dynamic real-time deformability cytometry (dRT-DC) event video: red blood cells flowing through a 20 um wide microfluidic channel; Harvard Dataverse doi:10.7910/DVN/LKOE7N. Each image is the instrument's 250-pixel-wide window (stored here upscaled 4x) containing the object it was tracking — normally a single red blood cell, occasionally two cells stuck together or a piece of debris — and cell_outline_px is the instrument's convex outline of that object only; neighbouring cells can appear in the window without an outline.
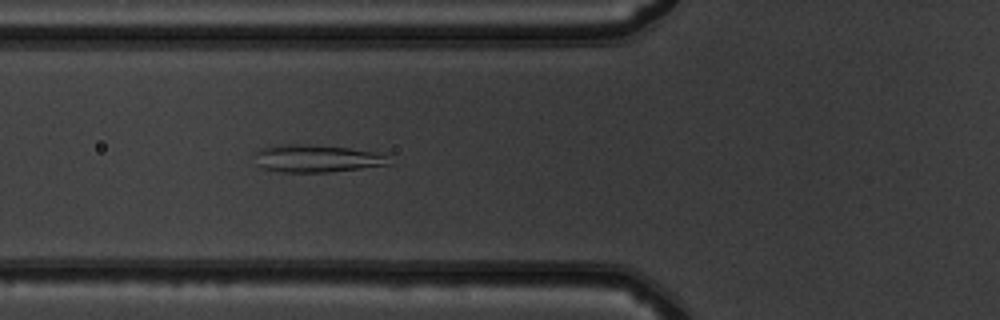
{"species": "common noctule bat (a hibernating species)", "species_latin": "Nyctalus noctula", "temperature_condition": "warm", "stored_images_in_passage": 50, "camera_frame_rate_fps": 3000, "um_per_image_px": 0.085, "animal": {"sex": "male", "body_mass_g": 19.5, "forearm_length_mm": 54.6}, "frame": {"image": 1, "passage_image": 19, "time_ms": 6.0, "image_size_px": [1000, 320], "cell_outline_px": [[392, 164], [328, 172], [280, 172], [264, 168], [256, 164], [252, 156], [260, 148], [276, 144], [304, 144], [348, 148], [388, 152]], "centroid_in_image_um": [26.96, 13.46], "position_along_channel_um": 98.8, "area_um2": 22.08}}
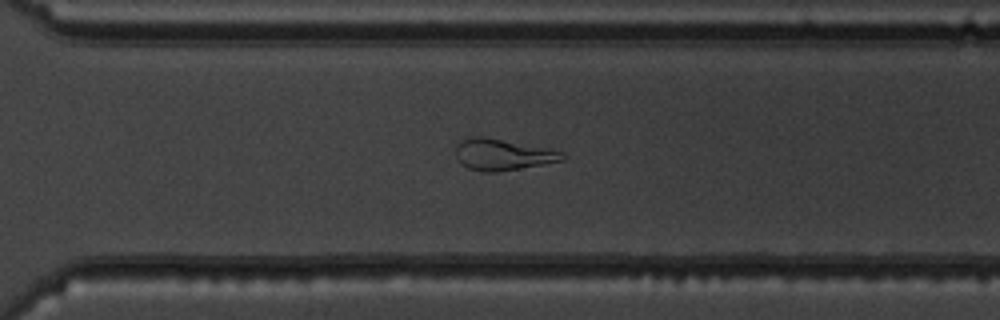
{"frame": {"image": 2, "passage_image": 36, "time_ms": 11.667, "image_size_px": [1000, 320], "cell_outline_px": [[568, 156], [564, 160], [544, 164], [496, 172], [484, 172], [468, 168], [460, 164], [456, 156], [456, 144], [460, 140], [476, 136], [484, 136], [564, 152]], "centroid_in_image_um": [42.7, 13.14], "position_along_channel_um": 327.9, "area_um2": 19.42}}
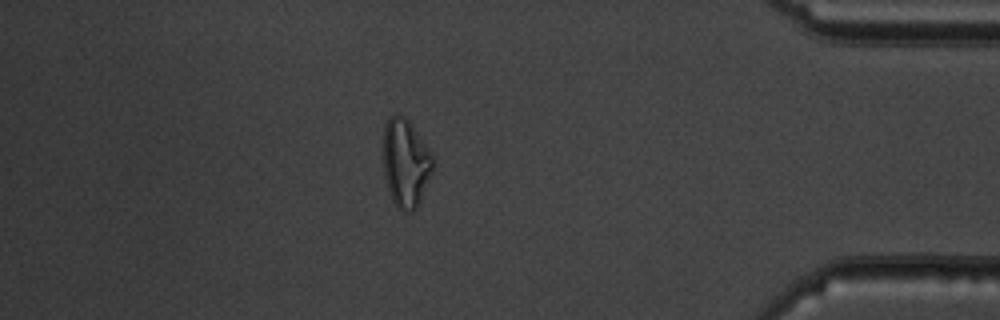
{"frame": {"image": 3, "passage_image": 44, "time_ms": 14.333, "image_size_px": [1000, 320], "cell_outline_px": [[432, 172], [420, 200], [416, 208], [412, 212], [408, 212], [396, 208], [392, 200], [384, 176], [384, 124], [388, 116], [396, 112], [404, 116], [408, 120], [428, 148], [432, 156]], "centroid_in_image_um": [34.45, 13.84], "position_along_channel_um": 400.7, "area_um2": 25.37}, "authors_computed_cell_mechanics": {"area_um2": 25.2875, "velocity_mm_per_s": 4.0478, "shape_relaxation_time_tau1_ms": null, "shape_relaxation_time_tau2_ms": 2.8538, "deformation_change_tau1": null, "deformation_change_tau2": 0.0644}}